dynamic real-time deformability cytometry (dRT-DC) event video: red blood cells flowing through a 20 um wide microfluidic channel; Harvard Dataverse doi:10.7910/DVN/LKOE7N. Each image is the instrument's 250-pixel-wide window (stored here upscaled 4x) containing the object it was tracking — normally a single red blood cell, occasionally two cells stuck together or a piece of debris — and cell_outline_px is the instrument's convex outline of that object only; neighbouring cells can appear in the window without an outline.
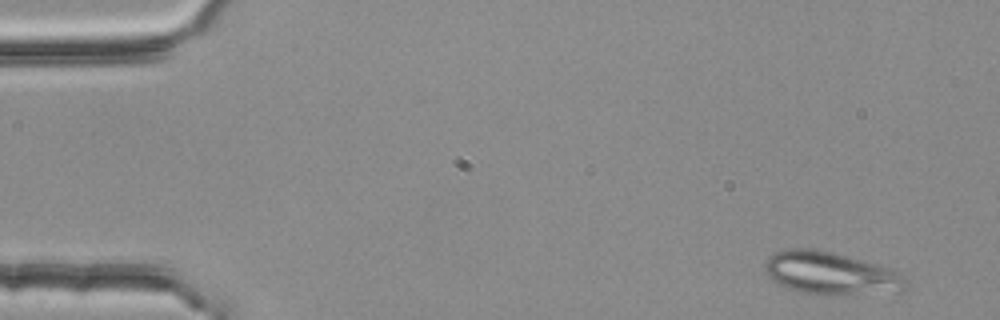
{"species": "common noctule bat (a hibernating species)", "species_latin": "Nyctalus noctula", "temperature_condition": "room temperature", "stored_images_in_passage": 5, "camera_frame_rate_fps": 3000, "um_per_image_px": 0.085, "animal": {"sex": "female", "body_mass_g": 25.1}, "frame": {"image": 1, "passage_image": 1, "time_ms": 0.0, "image_size_px": [1000, 320], "cell_outline_px": [[908, 288], [904, 292], [836, 296], [824, 296], [800, 292], [788, 288], [772, 280], [764, 272], [764, 264], [768, 256], [784, 248], [816, 248], [832, 252], [892, 268], [904, 276], [908, 280]], "centroid_in_image_um": [70.66, 23.26], "position_along_channel_um": 14.3, "area_um2": 36.18}}